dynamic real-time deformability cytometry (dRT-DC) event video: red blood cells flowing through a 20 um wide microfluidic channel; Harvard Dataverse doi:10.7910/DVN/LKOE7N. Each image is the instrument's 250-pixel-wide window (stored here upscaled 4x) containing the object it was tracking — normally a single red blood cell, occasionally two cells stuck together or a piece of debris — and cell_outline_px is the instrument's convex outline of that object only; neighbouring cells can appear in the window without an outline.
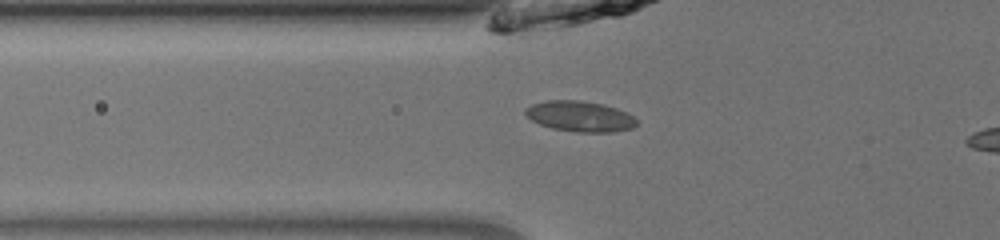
{"species": "common noctule bat (a hibernating species)", "species_latin": "Nyctalus noctula", "temperature_condition": "room temperature", "stored_images_in_passage": 38, "camera_frame_rate_fps": 3000, "um_per_image_px": 0.085, "animal": {"sex": "male", "body_mass_g": 13.0, "forearm_length_mm": 53.1}, "frame": {"image": 1, "passage_image": 10, "time_ms": 3.0, "image_size_px": [1000, 240], "cell_outline_px": [[636, 124], [632, 128], [616, 132], [576, 132], [552, 128], [540, 124], [532, 120], [524, 112], [524, 108], [532, 104], [548, 100], [580, 100], [604, 104], [628, 112], [636, 120]], "centroid_in_image_um": [49.3, 9.88], "position_along_channel_um": 76.5, "area_um2": 19.88}}
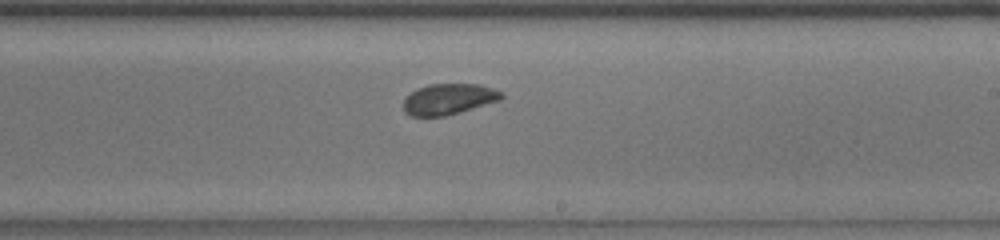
{"frame": {"image": 2, "passage_image": 23, "time_ms": 7.333, "image_size_px": [1000, 240], "cell_outline_px": [[504, 96], [500, 100], [444, 116], [412, 116], [404, 112], [404, 100], [416, 88], [428, 84], [480, 84], [492, 88], [500, 92]], "centroid_in_image_um": [38.11, 8.41], "position_along_channel_um": 250.9, "area_um2": 17.4}}
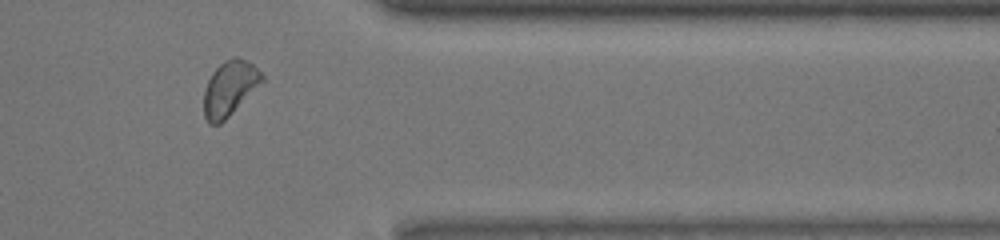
{"frame": {"image": 3, "passage_image": 34, "time_ms": 11.0, "image_size_px": [1000, 240], "cell_outline_px": [[264, 80], [220, 124], [208, 124], [204, 116], [204, 92], [208, 80], [212, 72], [224, 60], [236, 56], [248, 60], [264, 76]], "centroid_in_image_um": [19.5, 7.49], "position_along_channel_um": 391.9, "area_um2": 18.32}}